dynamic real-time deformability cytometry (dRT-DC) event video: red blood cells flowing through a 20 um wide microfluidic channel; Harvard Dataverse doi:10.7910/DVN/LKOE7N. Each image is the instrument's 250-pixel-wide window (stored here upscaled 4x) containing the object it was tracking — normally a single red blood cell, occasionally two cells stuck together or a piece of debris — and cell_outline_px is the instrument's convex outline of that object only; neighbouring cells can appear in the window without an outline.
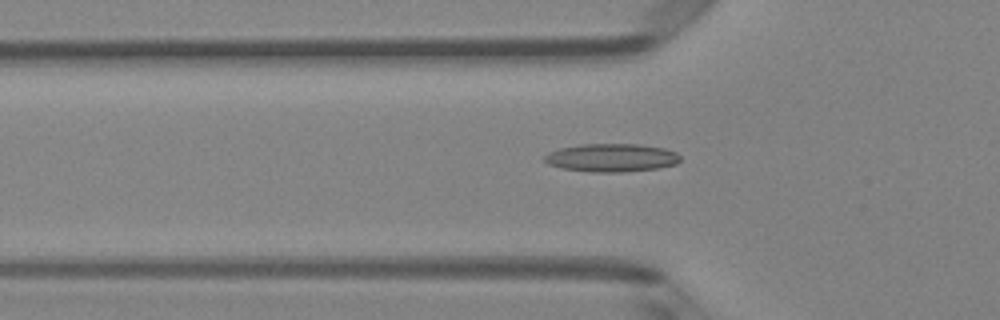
{"species": "Egyptian fruit bat (a non-hibernating species)", "species_latin": "Rousettus aegyptiacus", "temperature_condition": "room temperature", "stored_images_in_passage": 44, "camera_frame_rate_fps": 3000, "um_per_image_px": 0.085, "animal": {"sex": "female"}, "frame": {"image": 1, "passage_image": 11, "time_ms": 3.333, "image_size_px": [1000, 320], "cell_outline_px": [[680, 160], [676, 164], [660, 168], [620, 172], [592, 172], [560, 168], [548, 164], [544, 160], [544, 156], [548, 152], [560, 148], [580, 144], [636, 144], [664, 148], [676, 152], [680, 156]], "centroid_in_image_um": [51.97, 13.41], "position_along_channel_um": 73.8, "area_um2": 22.37}}
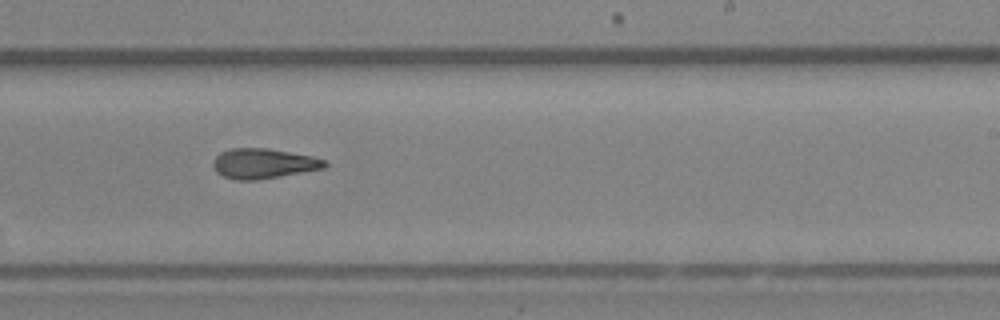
{"frame": {"image": 2, "passage_image": 25, "time_ms": 8.0, "image_size_px": [1000, 320], "cell_outline_px": [[328, 164], [324, 168], [256, 180], [236, 180], [224, 176], [216, 172], [212, 164], [212, 160], [220, 152], [232, 148], [268, 148], [312, 156], [324, 160]], "centroid_in_image_um": [22.35, 13.89], "position_along_channel_um": 266.6, "area_um2": 19.42}}
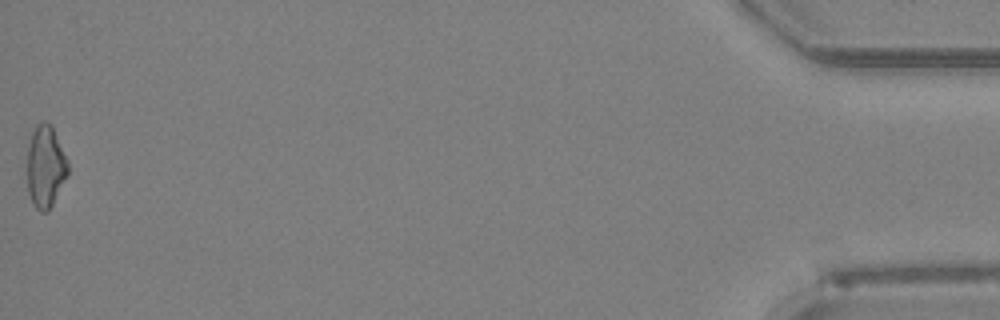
{"frame": {"image": 3, "passage_image": 44, "time_ms": 14.333, "image_size_px": [1000, 320], "cell_outline_px": [[68, 176], [48, 212], [40, 212], [32, 204], [28, 192], [28, 144], [32, 132], [36, 124], [44, 120], [52, 124], [68, 160]], "centroid_in_image_um": [3.88, 14.14], "position_along_channel_um": 431.3, "area_um2": 19.83}, "authors_computed_cell_mechanics": {"area_um2": 19.5942, "velocity_mm_per_s": 4.131, "shape_relaxation_time_tau1_ms": null, "shape_relaxation_time_tau2_ms": 3.9143, "deformation_change_tau1": null, "deformation_change_tau2": 0.1392}}